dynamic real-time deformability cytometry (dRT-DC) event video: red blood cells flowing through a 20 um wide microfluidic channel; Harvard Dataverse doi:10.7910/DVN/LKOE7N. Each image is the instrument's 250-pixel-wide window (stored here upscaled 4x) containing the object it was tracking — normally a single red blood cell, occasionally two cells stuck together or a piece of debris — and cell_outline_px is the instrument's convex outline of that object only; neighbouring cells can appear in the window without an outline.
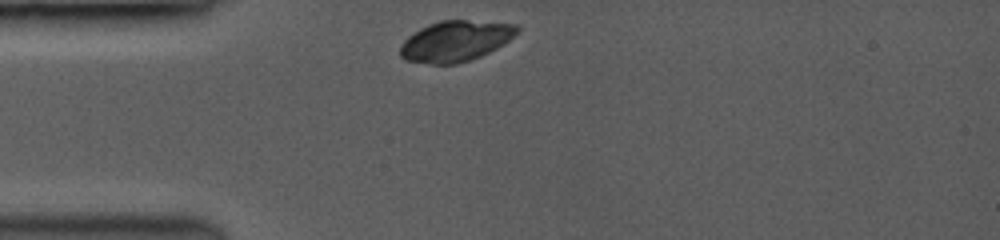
{"species": "common noctule bat (a hibernating species)", "species_latin": "Nyctalus noctula", "temperature_condition": "room temperature", "stored_images_in_passage": 36, "camera_frame_rate_fps": 3500, "um_per_image_px": 0.085, "animal": {"sex": "female", "body_mass_g": 19.0, "forearm_length_mm": 53.3}, "frame": {"image": 1, "passage_image": 1, "time_ms": 0.0, "image_size_px": [1000, 240], "cell_outline_px": [[520, 28], [508, 40], [496, 48], [480, 56], [456, 64], [432, 64], [404, 60], [400, 56], [400, 48], [404, 40], [408, 36], [420, 28], [428, 24], [440, 20], [464, 20], [520, 24]], "centroid_in_image_um": [38.69, 3.48], "position_along_channel_um": 46.3, "area_um2": 27.57}}
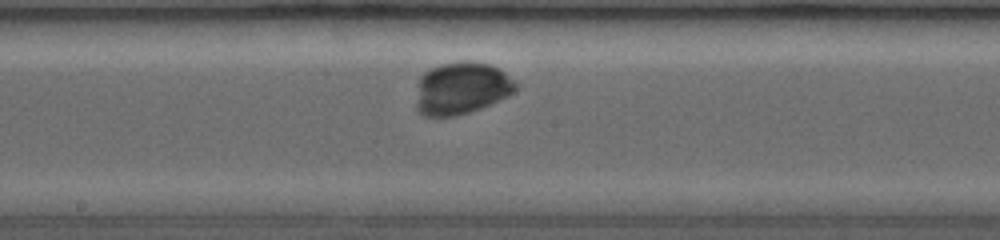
{"frame": {"image": 2, "passage_image": 17, "time_ms": 4.571, "image_size_px": [1000, 240], "cell_outline_px": [[516, 88], [512, 92], [480, 108], [468, 112], [452, 116], [424, 116], [420, 112], [416, 104], [420, 76], [424, 72], [440, 64], [464, 60], [468, 60], [488, 64], [500, 68], [516, 84]], "centroid_in_image_um": [39.19, 7.47], "position_along_channel_um": 209.0, "area_um2": 29.77}}
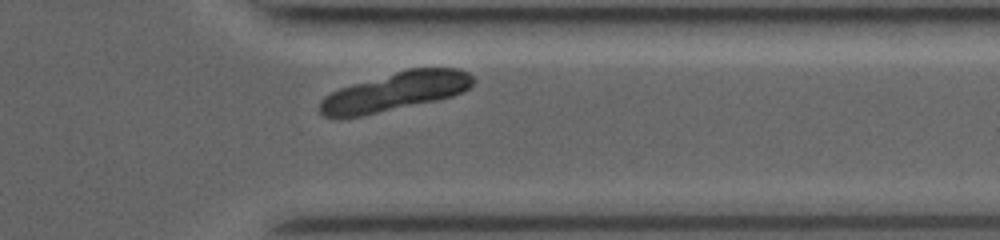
{"frame": {"image": 3, "passage_image": 32, "time_ms": 8.857, "image_size_px": [1000, 240], "cell_outline_px": [[472, 84], [468, 88], [452, 96], [436, 100], [364, 116], [340, 120], [332, 120], [324, 116], [320, 112], [320, 100], [324, 96], [340, 88], [408, 68], [456, 68], [468, 72], [472, 76]], "centroid_in_image_um": [33.51, 7.82], "position_along_channel_um": 377.9, "area_um2": 34.56}}